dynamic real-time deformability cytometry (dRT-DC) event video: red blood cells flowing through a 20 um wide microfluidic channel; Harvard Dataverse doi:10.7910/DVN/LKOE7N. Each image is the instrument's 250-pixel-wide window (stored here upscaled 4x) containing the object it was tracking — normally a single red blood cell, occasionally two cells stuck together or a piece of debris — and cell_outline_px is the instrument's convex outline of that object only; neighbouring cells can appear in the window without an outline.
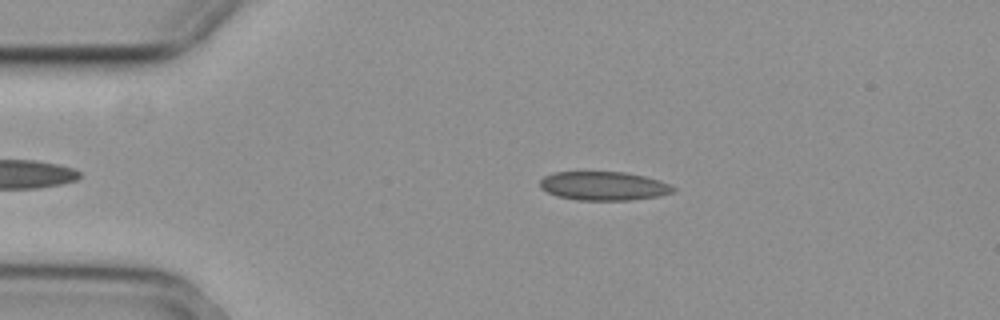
{"species": "common noctule bat (a hibernating species)", "species_latin": "Nyctalus noctula", "temperature_condition": "cold", "stored_images_in_passage": 26, "camera_frame_rate_fps": 3000, "um_per_image_px": 0.085, "animal": {"sex": "female", "body_mass_g": 29.2, "forearm_length_mm": 56.3}, "frame": {"image": 1, "passage_image": 5, "time_ms": 1.333, "image_size_px": [1000, 320], "cell_outline_px": [[676, 192], [660, 196], [632, 200], [576, 200], [556, 196], [540, 188], [540, 180], [544, 176], [552, 172], [624, 172], [644, 176], [660, 180], [676, 188]], "centroid_in_image_um": [51.32, 15.81], "position_along_channel_um": 33.7, "area_um2": 22.54}}